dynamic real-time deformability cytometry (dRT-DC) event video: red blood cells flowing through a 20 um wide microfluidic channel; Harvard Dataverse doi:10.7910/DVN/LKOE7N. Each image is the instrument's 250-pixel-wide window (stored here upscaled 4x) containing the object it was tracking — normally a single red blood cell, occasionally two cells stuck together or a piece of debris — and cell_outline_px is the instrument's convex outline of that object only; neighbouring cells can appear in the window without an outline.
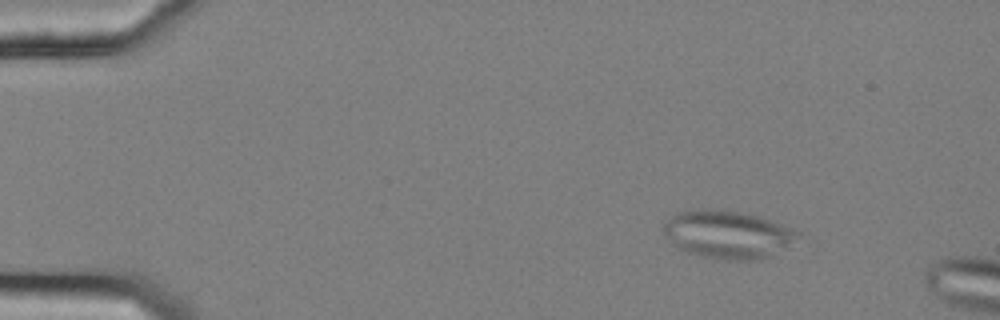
{"species": "common noctule bat (a hibernating species)", "species_latin": "Nyctalus noctula", "temperature_condition": "cold", "stored_images_in_passage": 55, "camera_frame_rate_fps": 3000, "um_per_image_px": 0.085, "animal": {"sex": "female", "body_mass_g": 25.1}, "frame": {"image": 1, "passage_image": 7, "time_ms": 2.0, "image_size_px": [1000, 320], "cell_outline_px": [[800, 232], [788, 248], [768, 256], [756, 260], [724, 260], [700, 256], [688, 252], [680, 248], [664, 232], [664, 224], [676, 212], [736, 212], [756, 216], [780, 224]], "centroid_in_image_um": [61.91, 19.99], "position_along_channel_um": 23.1, "area_um2": 35.84}}
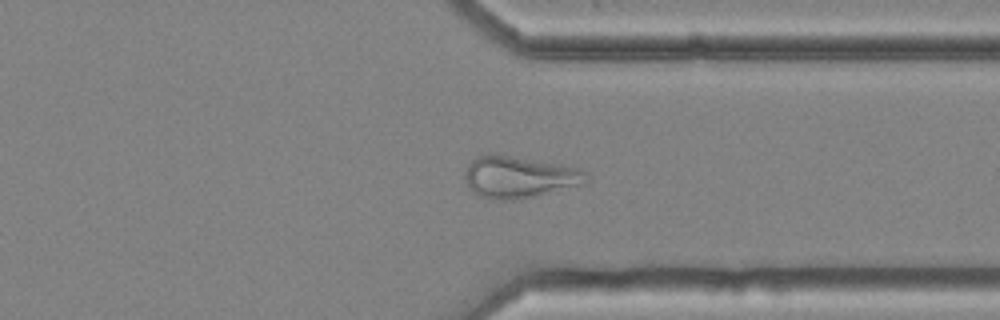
{"frame": {"image": 2, "passage_image": 43, "time_ms": 14.0, "image_size_px": [1000, 320], "cell_outline_px": [[588, 180], [584, 184], [532, 196], [512, 200], [488, 200], [472, 192], [468, 188], [464, 176], [464, 172], [468, 164], [472, 160], [480, 156], [508, 156], [576, 168], [588, 172]], "centroid_in_image_um": [44.08, 15.09], "position_along_channel_um": 367.3, "area_um2": 28.78}}
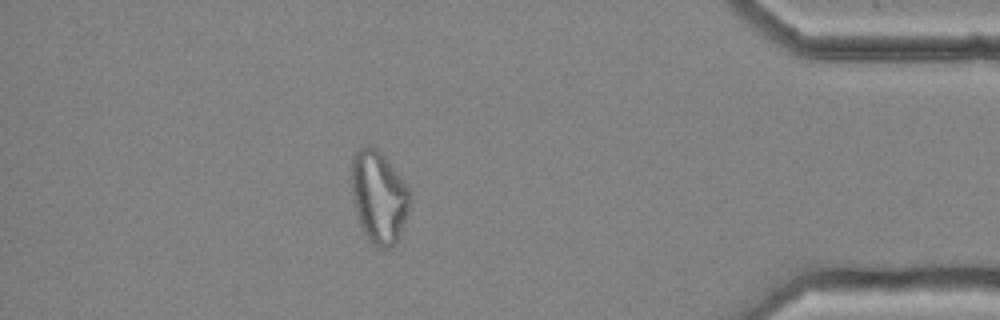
{"frame": {"image": 3, "passage_image": 49, "time_ms": 16.0, "image_size_px": [1000, 320], "cell_outline_px": [[412, 192], [408, 212], [396, 244], [388, 248], [380, 248], [372, 244], [364, 232], [356, 208], [352, 192], [352, 156], [364, 144], [372, 144], [384, 156]], "centroid_in_image_um": [32.22, 16.71], "position_along_channel_um": 403.0, "area_um2": 31.1}}